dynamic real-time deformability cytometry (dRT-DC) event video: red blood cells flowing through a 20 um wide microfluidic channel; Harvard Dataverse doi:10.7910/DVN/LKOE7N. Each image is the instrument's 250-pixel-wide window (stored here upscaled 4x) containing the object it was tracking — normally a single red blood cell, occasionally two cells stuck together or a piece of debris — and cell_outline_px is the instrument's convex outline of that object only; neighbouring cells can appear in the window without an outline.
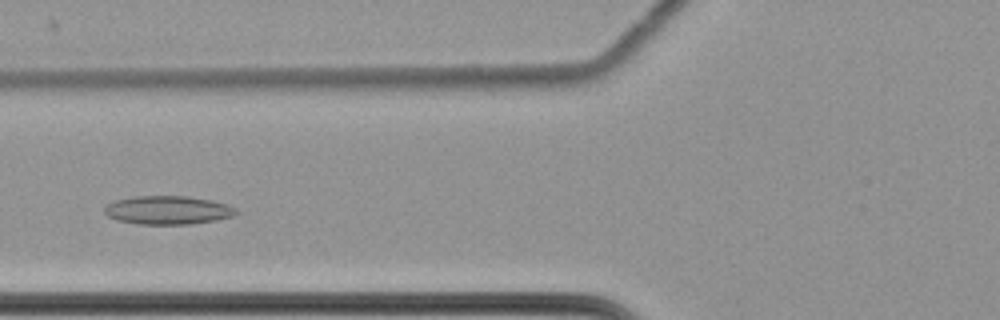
{"species": "common noctule bat (a hibernating species)", "species_latin": "Nyctalus noctula", "temperature_condition": "cold", "stored_images_in_passage": 45, "camera_frame_rate_fps": 3000, "um_per_image_px": 0.085, "animal": {"sex": "female", "body_mass_g": 22.7, "forearm_length_mm": 54.2}, "frame": {"image": 1, "passage_image": 10, "time_ms": 3.0, "image_size_px": [1000, 320], "cell_outline_px": [[240, 212], [232, 216], [216, 220], [188, 224], [136, 224], [116, 220], [108, 216], [104, 212], [104, 208], [108, 204], [116, 200], [132, 196], [188, 196], [212, 200], [236, 208]], "centroid_in_image_um": [14.25, 17.86], "position_along_channel_um": 111.5, "area_um2": 21.91}}
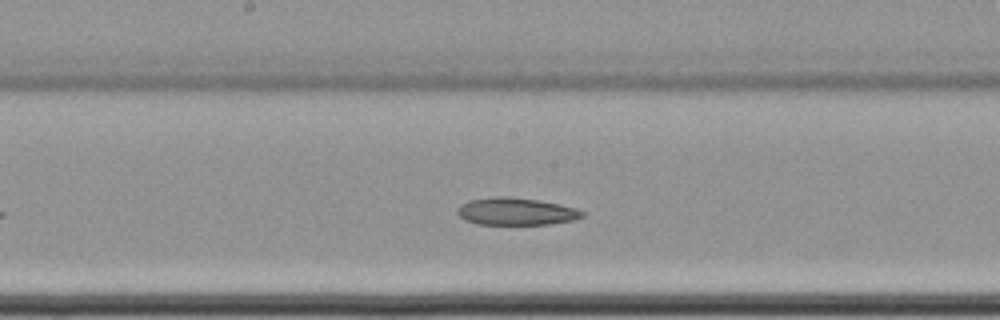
{"frame": {"image": 2, "passage_image": 18, "time_ms": 5.667, "image_size_px": [1000, 320], "cell_outline_px": [[584, 216], [572, 220], [548, 224], [476, 224], [464, 220], [456, 212], [456, 208], [460, 204], [468, 200], [496, 196], [508, 196], [536, 200], [560, 204], [576, 208], [584, 212]], "centroid_in_image_um": [43.81, 17.97], "position_along_channel_um": 204.4, "area_um2": 19.94}}
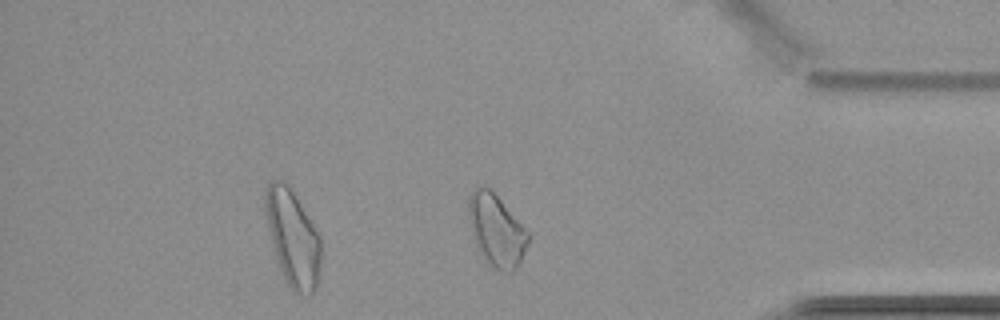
{"frame": {"image": 3, "passage_image": 36, "time_ms": 11.667, "image_size_px": [1000, 320], "cell_outline_px": [[528, 244], [520, 264], [512, 272], [504, 272], [496, 268], [480, 252], [476, 244], [472, 232], [468, 216], [468, 196], [480, 184], [492, 188], [528, 232]], "centroid_in_image_um": [42.19, 19.52], "position_along_channel_um": 393.0, "area_um2": 24.85}, "authors_computed_cell_mechanics": {"area_um2": 21.964, "velocity_mm_per_s": 3.4822, "shape_relaxation_time_tau1_ms": null, "shape_relaxation_time_tau2_ms": 6.0957, "deformation_change_tau1": null, "deformation_change_tau2": 0.1073}}